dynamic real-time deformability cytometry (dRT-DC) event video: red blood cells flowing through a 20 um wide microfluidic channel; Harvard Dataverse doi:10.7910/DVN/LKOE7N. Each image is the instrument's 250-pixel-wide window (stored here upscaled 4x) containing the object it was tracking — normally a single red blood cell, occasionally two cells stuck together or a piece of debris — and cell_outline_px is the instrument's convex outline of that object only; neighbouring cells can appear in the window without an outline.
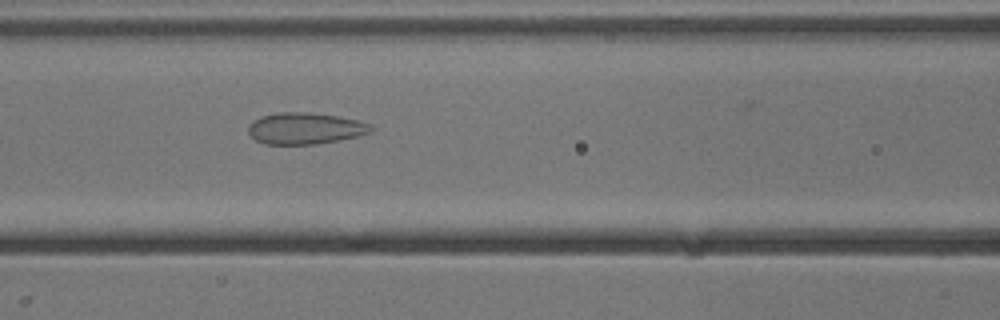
{"species": "common noctule bat (a hibernating species)", "species_latin": "Nyctalus noctula", "temperature_condition": "cold", "stored_images_in_passage": 36, "camera_frame_rate_fps": 3000, "um_per_image_px": 0.085, "animal": {"sex": "male", "body_mass_g": 13.3}, "frame": {"image": 1, "passage_image": 6, "time_ms": 1.667, "image_size_px": [1000, 320], "cell_outline_px": [[372, 132], [356, 136], [316, 144], [264, 144], [256, 140], [248, 132], [248, 124], [260, 116], [280, 112], [308, 112], [336, 116], [356, 120], [372, 124]], "centroid_in_image_um": [25.9, 10.91], "position_along_channel_um": 140.7, "area_um2": 22.37}}
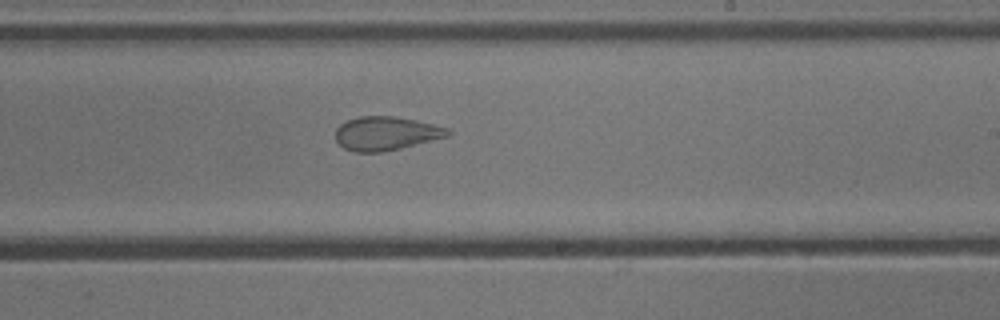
{"frame": {"image": 2, "passage_image": 15, "time_ms": 4.667, "image_size_px": [1000, 320], "cell_outline_px": [[452, 132], [448, 136], [400, 148], [380, 152], [356, 152], [344, 148], [336, 140], [336, 128], [340, 124], [348, 120], [360, 116], [396, 116], [416, 120], [448, 128]], "centroid_in_image_um": [32.8, 11.33], "position_along_channel_um": 256.2, "area_um2": 21.91}}
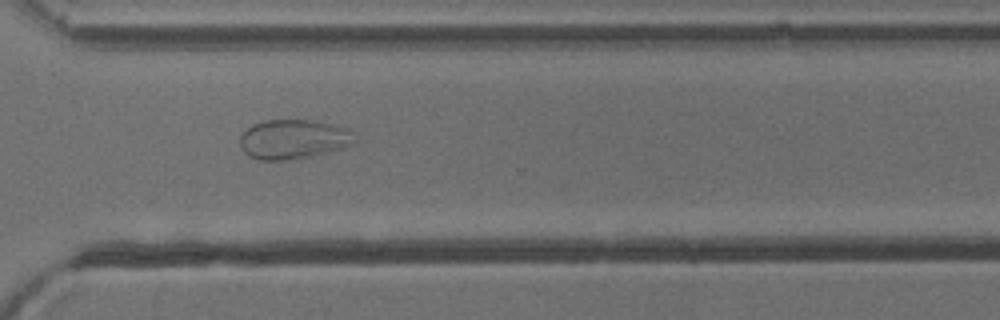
{"frame": {"image": 3, "passage_image": 22, "time_ms": 7.0, "image_size_px": [1000, 320], "cell_outline_px": [[356, 140], [352, 144], [324, 152], [308, 156], [284, 160], [260, 160], [248, 156], [240, 148], [240, 136], [252, 124], [264, 120], [316, 120], [348, 128]], "centroid_in_image_um": [24.88, 11.82], "position_along_channel_um": 345.7, "area_um2": 26.13}}